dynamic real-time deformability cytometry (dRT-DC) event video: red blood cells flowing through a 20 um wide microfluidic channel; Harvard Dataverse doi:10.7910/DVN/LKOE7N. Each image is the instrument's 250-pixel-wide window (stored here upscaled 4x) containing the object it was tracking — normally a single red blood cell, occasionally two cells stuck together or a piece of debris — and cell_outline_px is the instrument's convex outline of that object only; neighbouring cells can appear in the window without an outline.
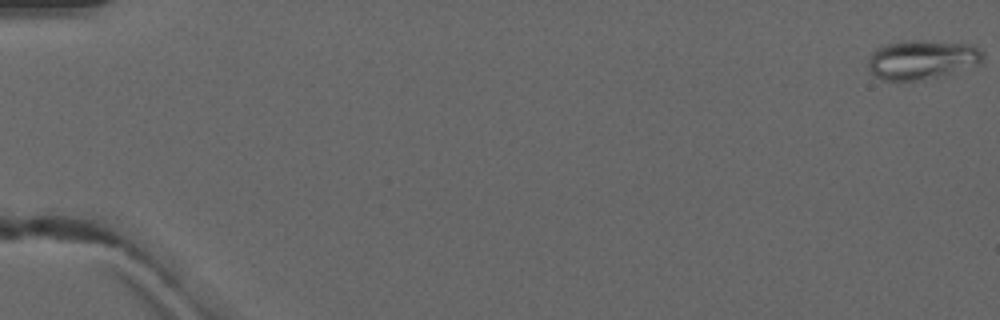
{"species": "common noctule bat (a hibernating species)", "species_latin": "Nyctalus noctula", "temperature_condition": "warm", "stored_images_in_passage": 5, "segment_of_instrument_passage": [1, 2], "camera_frame_rate_fps": 3000, "um_per_image_px": 0.085, "animal": {"sex": "male", "forearm_length_mm": 52.5}, "frame": {"image": 1, "passage_image": 1, "time_ms": 0.0, "image_size_px": [1000, 320], "cell_outline_px": [[984, 60], [980, 64], [924, 80], [884, 80], [876, 76], [868, 68], [868, 60], [872, 52], [876, 48], [888, 44], [904, 40], [924, 40], [972, 44], [984, 52]], "centroid_in_image_um": [78.39, 5.05], "position_along_channel_um": 6.6, "area_um2": 26.3}}